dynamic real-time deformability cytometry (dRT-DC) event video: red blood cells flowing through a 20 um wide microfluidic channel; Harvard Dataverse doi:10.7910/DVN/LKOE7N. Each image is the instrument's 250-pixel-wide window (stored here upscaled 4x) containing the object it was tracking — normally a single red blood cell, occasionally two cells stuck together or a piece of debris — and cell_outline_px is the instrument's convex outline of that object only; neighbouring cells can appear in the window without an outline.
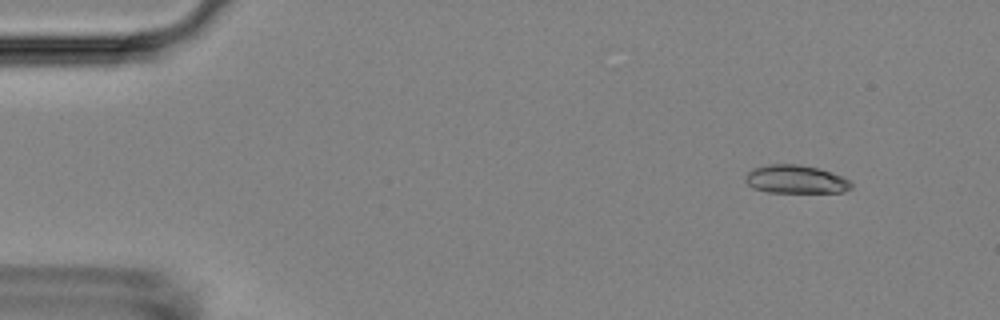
{"species": "Egyptian fruit bat (a non-hibernating species)", "species_latin": "Rousettus aegyptiacus", "temperature_condition": "room temperature", "stored_images_in_passage": 54, "camera_frame_rate_fps": 3000, "um_per_image_px": 0.085, "animal": {"sex": "female"}, "frame": {"image": 1, "passage_image": 6, "time_ms": 1.667, "image_size_px": [1000, 320], "cell_outline_px": [[852, 188], [844, 192], [768, 192], [752, 188], [744, 180], [748, 172], [752, 168], [768, 164], [800, 164], [820, 168], [832, 172], [848, 180], [852, 184]], "centroid_in_image_um": [67.62, 15.23], "position_along_channel_um": 17.4, "area_um2": 17.57}}
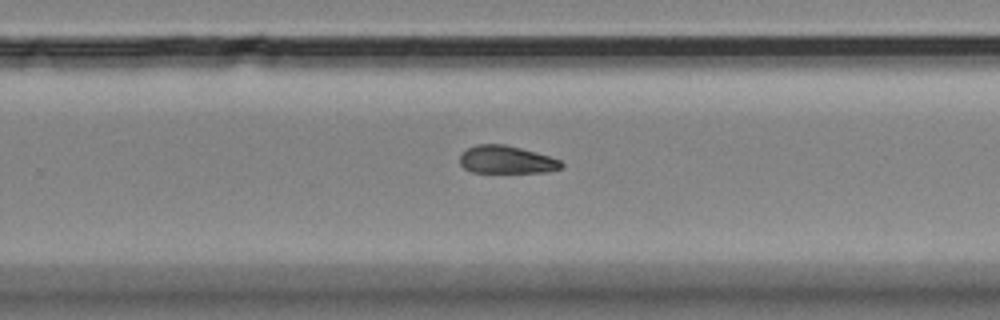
{"frame": {"image": 2, "passage_image": 35, "time_ms": 11.333, "image_size_px": [1000, 320], "cell_outline_px": [[564, 164], [560, 168], [548, 172], [472, 172], [464, 168], [460, 164], [460, 152], [476, 144], [504, 144], [536, 152], [560, 160]], "centroid_in_image_um": [43.02, 13.57], "position_along_channel_um": 286.8, "area_um2": 16.42}}
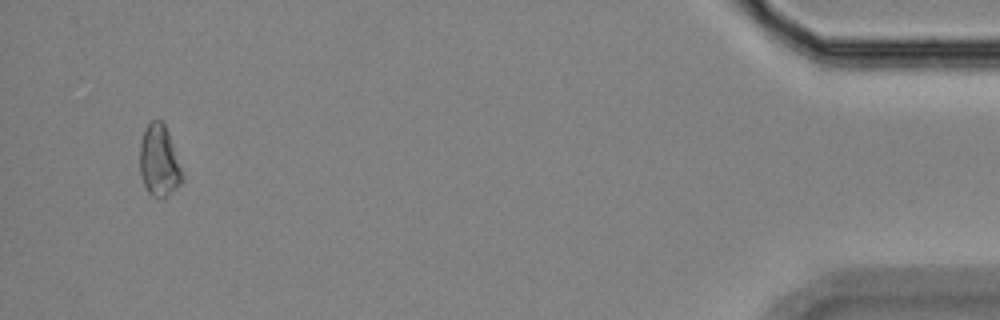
{"frame": {"image": 3, "passage_image": 52, "time_ms": 17.0, "image_size_px": [1000, 320], "cell_outline_px": [[184, 176], [180, 184], [164, 200], [160, 200], [152, 196], [148, 192], [140, 176], [140, 144], [144, 128], [152, 120], [160, 120], [164, 124], [168, 132]], "centroid_in_image_um": [13.52, 13.72], "position_along_channel_um": 421.7, "area_um2": 17.8}, "authors_computed_cell_mechanics": {"area_um2": 17.6579, "velocity_mm_per_s": 3.7035, "shape_relaxation_time_tau1_ms": 8.9675, "shape_relaxation_time_tau2_ms": null, "deformation_change_tau1": 0.1873, "deformation_change_tau2": null}}